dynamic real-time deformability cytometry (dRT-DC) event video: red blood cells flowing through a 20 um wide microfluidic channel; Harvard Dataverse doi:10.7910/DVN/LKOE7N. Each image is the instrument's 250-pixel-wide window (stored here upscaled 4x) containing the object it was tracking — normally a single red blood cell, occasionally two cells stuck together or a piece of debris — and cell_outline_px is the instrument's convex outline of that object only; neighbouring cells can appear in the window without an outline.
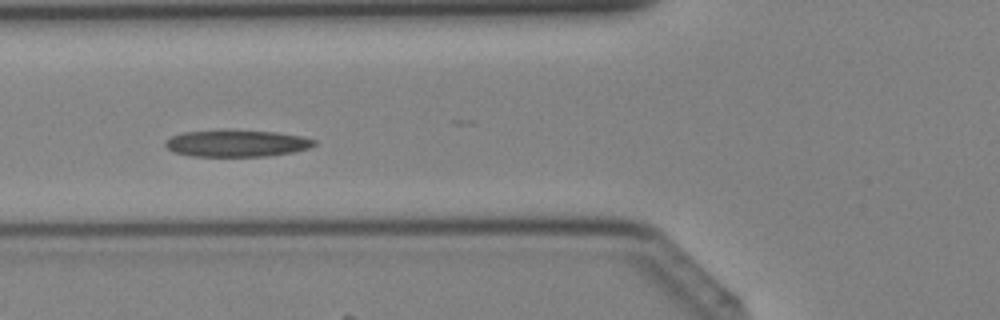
{"species": "Egyptian fruit bat (a non-hibernating species)", "species_latin": "Rousettus aegyptiacus", "temperature_condition": "cold", "stored_images_in_passage": 41, "camera_frame_rate_fps": 3000, "um_per_image_px": 0.085, "animal": {"sex": "female"}, "frame": {"image": 1, "passage_image": 16, "time_ms": 5.0, "image_size_px": [1000, 320], "cell_outline_px": [[316, 144], [308, 148], [292, 152], [264, 156], [192, 156], [176, 152], [168, 148], [164, 144], [164, 140], [172, 136], [184, 132], [276, 132], [300, 136], [316, 140]], "centroid_in_image_um": [20.12, 12.21], "position_along_channel_um": 105.7, "area_um2": 22.25}}
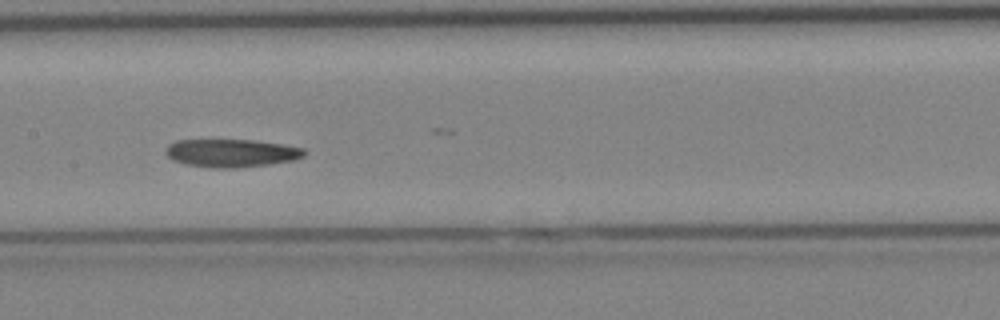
{"frame": {"image": 2, "passage_image": 21, "time_ms": 6.667, "image_size_px": [1000, 320], "cell_outline_px": [[308, 152], [304, 156], [296, 160], [268, 164], [236, 168], [212, 168], [184, 164], [172, 160], [164, 152], [168, 144], [176, 140], [252, 140], [280, 144], [304, 148]], "centroid_in_image_um": [19.66, 13.01], "position_along_channel_um": 187.7, "area_um2": 22.77}}
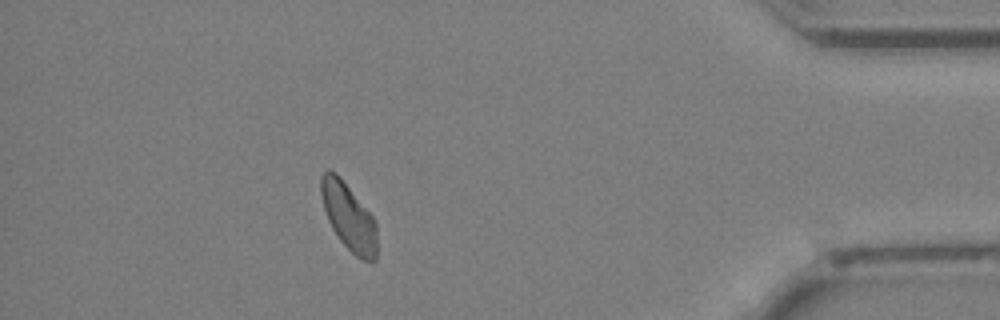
{"frame": {"image": 3, "passage_image": 37, "time_ms": 12.0, "image_size_px": [1000, 320], "cell_outline_px": [[376, 260], [372, 264], [356, 256], [340, 240], [332, 228], [328, 220], [324, 208], [320, 192], [320, 176], [328, 168], [336, 172], [340, 176], [376, 220]], "centroid_in_image_um": [29.63, 18.41], "position_along_channel_um": 405.6, "area_um2": 21.96}}